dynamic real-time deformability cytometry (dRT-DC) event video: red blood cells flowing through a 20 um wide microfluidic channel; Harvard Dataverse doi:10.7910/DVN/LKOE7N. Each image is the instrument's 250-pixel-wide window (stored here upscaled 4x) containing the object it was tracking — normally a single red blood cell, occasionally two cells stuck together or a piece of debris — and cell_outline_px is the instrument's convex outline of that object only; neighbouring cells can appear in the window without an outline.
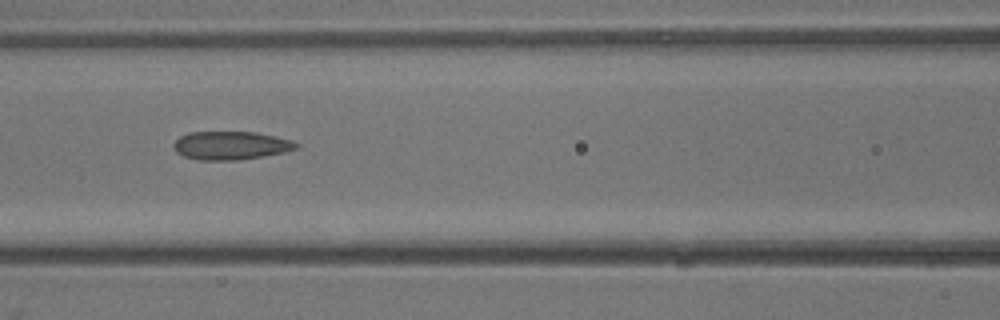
{"species": "common noctule bat (a hibernating species)", "species_latin": "Nyctalus noctula", "temperature_condition": "warm", "stored_images_in_passage": 13, "camera_frame_rate_fps": 3000, "um_per_image_px": 0.085, "animal": {"sex": "male", "body_mass_g": 13.3}, "frame": {"image": 1, "passage_image": 8, "time_ms": 2.333, "image_size_px": [1000, 320], "cell_outline_px": [[300, 148], [284, 152], [264, 156], [236, 160], [196, 160], [184, 156], [176, 152], [172, 144], [180, 136], [188, 132], [256, 132], [276, 136], [292, 140], [300, 144]], "centroid_in_image_um": [19.64, 12.36], "position_along_channel_um": 147.0, "area_um2": 20.46}}
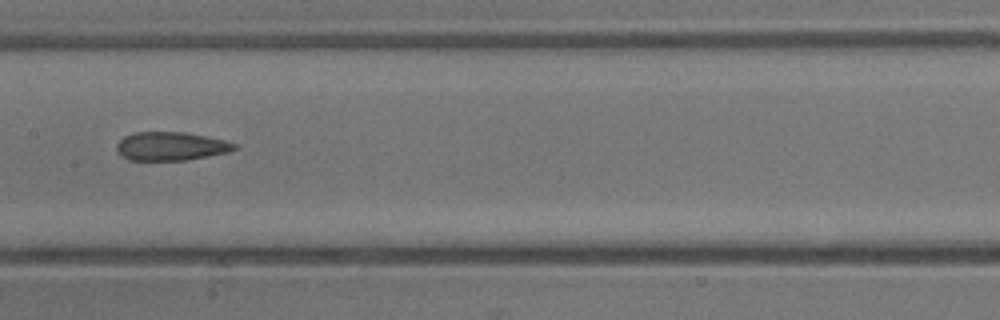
{"frame": {"image": 2, "passage_image": 10, "time_ms": 3.0, "image_size_px": [1000, 320], "cell_outline_px": [[240, 148], [228, 152], [188, 160], [128, 160], [120, 156], [116, 152], [116, 144], [124, 136], [136, 132], [188, 132], [224, 140], [240, 144]], "centroid_in_image_um": [14.55, 12.43], "position_along_channel_um": 192.9, "area_um2": 19.94}}
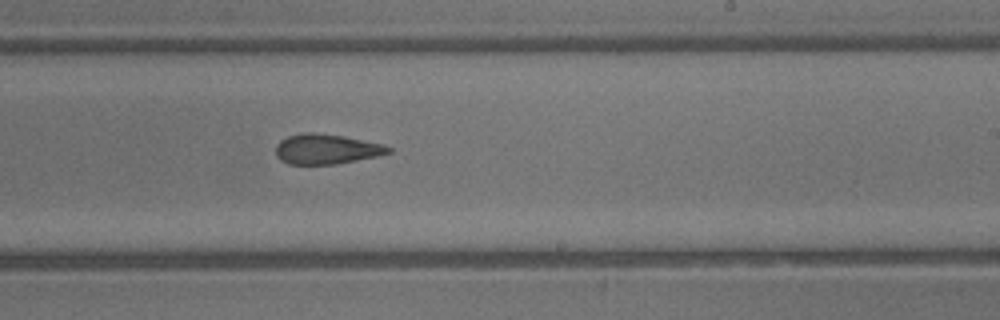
{"frame": {"image": 3, "passage_image": 13, "time_ms": 4.0, "image_size_px": [1000, 320], "cell_outline_px": [[392, 152], [376, 156], [336, 164], [288, 164], [280, 160], [276, 156], [276, 144], [280, 140], [288, 136], [304, 132], [312, 132], [344, 136], [384, 144], [392, 148]], "centroid_in_image_um": [27.73, 12.67], "position_along_channel_um": 261.3, "area_um2": 19.77}}